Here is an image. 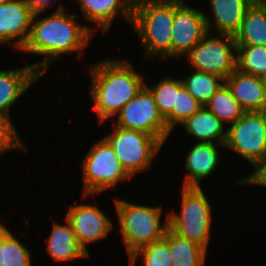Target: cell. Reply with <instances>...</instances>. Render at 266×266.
I'll use <instances>...</instances> for the list:
<instances>
[{
  "instance_id": "6da1fadb",
  "label": "cell",
  "mask_w": 266,
  "mask_h": 266,
  "mask_svg": "<svg viewBox=\"0 0 266 266\" xmlns=\"http://www.w3.org/2000/svg\"><path fill=\"white\" fill-rule=\"evenodd\" d=\"M63 4L60 3L56 12L36 21L44 10H36L31 26V32L26 45L21 51L46 57L37 63L31 64L41 75L47 71L49 64L58 56L65 53H82L88 46L94 29L77 24L74 14H66Z\"/></svg>"
},
{
  "instance_id": "7a4b0ae2",
  "label": "cell",
  "mask_w": 266,
  "mask_h": 266,
  "mask_svg": "<svg viewBox=\"0 0 266 266\" xmlns=\"http://www.w3.org/2000/svg\"><path fill=\"white\" fill-rule=\"evenodd\" d=\"M91 95L99 122L116 116L145 85L128 61L110 59L91 66Z\"/></svg>"
},
{
  "instance_id": "3957f363",
  "label": "cell",
  "mask_w": 266,
  "mask_h": 266,
  "mask_svg": "<svg viewBox=\"0 0 266 266\" xmlns=\"http://www.w3.org/2000/svg\"><path fill=\"white\" fill-rule=\"evenodd\" d=\"M174 0H134L131 26L138 33L145 56L172 57Z\"/></svg>"
},
{
  "instance_id": "277c9868",
  "label": "cell",
  "mask_w": 266,
  "mask_h": 266,
  "mask_svg": "<svg viewBox=\"0 0 266 266\" xmlns=\"http://www.w3.org/2000/svg\"><path fill=\"white\" fill-rule=\"evenodd\" d=\"M115 204L128 256L164 237L168 219L161 226V207L132 204L118 198Z\"/></svg>"
},
{
  "instance_id": "5b68a950",
  "label": "cell",
  "mask_w": 266,
  "mask_h": 266,
  "mask_svg": "<svg viewBox=\"0 0 266 266\" xmlns=\"http://www.w3.org/2000/svg\"><path fill=\"white\" fill-rule=\"evenodd\" d=\"M181 214L167 215L168 229L207 251L211 229L210 203L200 187H183Z\"/></svg>"
},
{
  "instance_id": "8992f818",
  "label": "cell",
  "mask_w": 266,
  "mask_h": 266,
  "mask_svg": "<svg viewBox=\"0 0 266 266\" xmlns=\"http://www.w3.org/2000/svg\"><path fill=\"white\" fill-rule=\"evenodd\" d=\"M112 134L104 137L113 147L122 168L131 177L137 172L149 169L154 156L164 143L155 136L121 128L115 125Z\"/></svg>"
},
{
  "instance_id": "52a82bcc",
  "label": "cell",
  "mask_w": 266,
  "mask_h": 266,
  "mask_svg": "<svg viewBox=\"0 0 266 266\" xmlns=\"http://www.w3.org/2000/svg\"><path fill=\"white\" fill-rule=\"evenodd\" d=\"M84 196L113 188L130 176L122 168L113 147L104 138L95 143L82 162Z\"/></svg>"
},
{
  "instance_id": "ba28073f",
  "label": "cell",
  "mask_w": 266,
  "mask_h": 266,
  "mask_svg": "<svg viewBox=\"0 0 266 266\" xmlns=\"http://www.w3.org/2000/svg\"><path fill=\"white\" fill-rule=\"evenodd\" d=\"M209 34L185 54L195 70L226 80L236 70L237 46L234 36L218 34L219 37H211Z\"/></svg>"
},
{
  "instance_id": "9c48e42d",
  "label": "cell",
  "mask_w": 266,
  "mask_h": 266,
  "mask_svg": "<svg viewBox=\"0 0 266 266\" xmlns=\"http://www.w3.org/2000/svg\"><path fill=\"white\" fill-rule=\"evenodd\" d=\"M117 115L116 126L150 134L163 143L171 133L152 93L145 85Z\"/></svg>"
},
{
  "instance_id": "30bf717a",
  "label": "cell",
  "mask_w": 266,
  "mask_h": 266,
  "mask_svg": "<svg viewBox=\"0 0 266 266\" xmlns=\"http://www.w3.org/2000/svg\"><path fill=\"white\" fill-rule=\"evenodd\" d=\"M226 131L225 148L252 164L266 155V111L245 112Z\"/></svg>"
},
{
  "instance_id": "8fae6325",
  "label": "cell",
  "mask_w": 266,
  "mask_h": 266,
  "mask_svg": "<svg viewBox=\"0 0 266 266\" xmlns=\"http://www.w3.org/2000/svg\"><path fill=\"white\" fill-rule=\"evenodd\" d=\"M208 33L205 14L189 7L183 0H174L172 24V58L185 53Z\"/></svg>"
},
{
  "instance_id": "7c38bea8",
  "label": "cell",
  "mask_w": 266,
  "mask_h": 266,
  "mask_svg": "<svg viewBox=\"0 0 266 266\" xmlns=\"http://www.w3.org/2000/svg\"><path fill=\"white\" fill-rule=\"evenodd\" d=\"M65 218L70 222L78 244L88 255L86 245L106 238L113 228L109 218L94 204L70 206Z\"/></svg>"
},
{
  "instance_id": "4fadbf2b",
  "label": "cell",
  "mask_w": 266,
  "mask_h": 266,
  "mask_svg": "<svg viewBox=\"0 0 266 266\" xmlns=\"http://www.w3.org/2000/svg\"><path fill=\"white\" fill-rule=\"evenodd\" d=\"M36 10L23 0L0 4V43L14 42L17 49L26 45Z\"/></svg>"
},
{
  "instance_id": "5bb4252c",
  "label": "cell",
  "mask_w": 266,
  "mask_h": 266,
  "mask_svg": "<svg viewBox=\"0 0 266 266\" xmlns=\"http://www.w3.org/2000/svg\"><path fill=\"white\" fill-rule=\"evenodd\" d=\"M224 83L246 112L266 111V92L260 77L236 69Z\"/></svg>"
},
{
  "instance_id": "9a60e30c",
  "label": "cell",
  "mask_w": 266,
  "mask_h": 266,
  "mask_svg": "<svg viewBox=\"0 0 266 266\" xmlns=\"http://www.w3.org/2000/svg\"><path fill=\"white\" fill-rule=\"evenodd\" d=\"M42 76L32 65L0 71V115L11 117V106Z\"/></svg>"
},
{
  "instance_id": "2e32d148",
  "label": "cell",
  "mask_w": 266,
  "mask_h": 266,
  "mask_svg": "<svg viewBox=\"0 0 266 266\" xmlns=\"http://www.w3.org/2000/svg\"><path fill=\"white\" fill-rule=\"evenodd\" d=\"M210 4L214 21L205 15L208 32H212L214 25L218 34L234 36L240 30L246 11L253 3L250 0H210Z\"/></svg>"
},
{
  "instance_id": "e0dca14e",
  "label": "cell",
  "mask_w": 266,
  "mask_h": 266,
  "mask_svg": "<svg viewBox=\"0 0 266 266\" xmlns=\"http://www.w3.org/2000/svg\"><path fill=\"white\" fill-rule=\"evenodd\" d=\"M224 144L199 142L188 153L185 163L187 174L183 187H200L199 181L208 177L218 166L219 153L217 146Z\"/></svg>"
},
{
  "instance_id": "ac0fdd59",
  "label": "cell",
  "mask_w": 266,
  "mask_h": 266,
  "mask_svg": "<svg viewBox=\"0 0 266 266\" xmlns=\"http://www.w3.org/2000/svg\"><path fill=\"white\" fill-rule=\"evenodd\" d=\"M80 4L84 17L97 22L105 32L119 13L127 22H132L134 0H76Z\"/></svg>"
},
{
  "instance_id": "d6986e66",
  "label": "cell",
  "mask_w": 266,
  "mask_h": 266,
  "mask_svg": "<svg viewBox=\"0 0 266 266\" xmlns=\"http://www.w3.org/2000/svg\"><path fill=\"white\" fill-rule=\"evenodd\" d=\"M181 125L185 126L186 131L200 140V142L225 145L227 131H224V123L205 106H202Z\"/></svg>"
},
{
  "instance_id": "ffe728a7",
  "label": "cell",
  "mask_w": 266,
  "mask_h": 266,
  "mask_svg": "<svg viewBox=\"0 0 266 266\" xmlns=\"http://www.w3.org/2000/svg\"><path fill=\"white\" fill-rule=\"evenodd\" d=\"M67 224L54 222L52 232L47 241V251L55 261L75 260L89 256L80 247L70 222L65 218Z\"/></svg>"
},
{
  "instance_id": "44dd1931",
  "label": "cell",
  "mask_w": 266,
  "mask_h": 266,
  "mask_svg": "<svg viewBox=\"0 0 266 266\" xmlns=\"http://www.w3.org/2000/svg\"><path fill=\"white\" fill-rule=\"evenodd\" d=\"M236 45L266 46V6L253 3L246 11L240 30L234 35Z\"/></svg>"
},
{
  "instance_id": "7402d4cb",
  "label": "cell",
  "mask_w": 266,
  "mask_h": 266,
  "mask_svg": "<svg viewBox=\"0 0 266 266\" xmlns=\"http://www.w3.org/2000/svg\"><path fill=\"white\" fill-rule=\"evenodd\" d=\"M169 252L172 266H205L206 250L169 230Z\"/></svg>"
},
{
  "instance_id": "603a6c76",
  "label": "cell",
  "mask_w": 266,
  "mask_h": 266,
  "mask_svg": "<svg viewBox=\"0 0 266 266\" xmlns=\"http://www.w3.org/2000/svg\"><path fill=\"white\" fill-rule=\"evenodd\" d=\"M205 107L223 123H235L246 111L224 83Z\"/></svg>"
},
{
  "instance_id": "cb8c5ba5",
  "label": "cell",
  "mask_w": 266,
  "mask_h": 266,
  "mask_svg": "<svg viewBox=\"0 0 266 266\" xmlns=\"http://www.w3.org/2000/svg\"><path fill=\"white\" fill-rule=\"evenodd\" d=\"M183 86L192 97L202 106H205L225 80L219 76L195 70L185 79H181ZM222 82V83H221Z\"/></svg>"
},
{
  "instance_id": "d4e9b609",
  "label": "cell",
  "mask_w": 266,
  "mask_h": 266,
  "mask_svg": "<svg viewBox=\"0 0 266 266\" xmlns=\"http://www.w3.org/2000/svg\"><path fill=\"white\" fill-rule=\"evenodd\" d=\"M236 46V69L238 71L257 77H261L266 74V46Z\"/></svg>"
},
{
  "instance_id": "484cf974",
  "label": "cell",
  "mask_w": 266,
  "mask_h": 266,
  "mask_svg": "<svg viewBox=\"0 0 266 266\" xmlns=\"http://www.w3.org/2000/svg\"><path fill=\"white\" fill-rule=\"evenodd\" d=\"M139 254L143 255L144 266H172V258L169 252V229L160 240L143 246L129 256L130 265L134 266Z\"/></svg>"
},
{
  "instance_id": "4316f807",
  "label": "cell",
  "mask_w": 266,
  "mask_h": 266,
  "mask_svg": "<svg viewBox=\"0 0 266 266\" xmlns=\"http://www.w3.org/2000/svg\"><path fill=\"white\" fill-rule=\"evenodd\" d=\"M145 86L152 93L160 114L166 119L173 112V107H176L177 92L183 86L182 80L165 77L152 88L146 83Z\"/></svg>"
},
{
  "instance_id": "83f0119b",
  "label": "cell",
  "mask_w": 266,
  "mask_h": 266,
  "mask_svg": "<svg viewBox=\"0 0 266 266\" xmlns=\"http://www.w3.org/2000/svg\"><path fill=\"white\" fill-rule=\"evenodd\" d=\"M201 107L202 105L182 86L177 92L176 107H173V112L165 119L169 131H172L174 125L185 122Z\"/></svg>"
},
{
  "instance_id": "f1b7e54d",
  "label": "cell",
  "mask_w": 266,
  "mask_h": 266,
  "mask_svg": "<svg viewBox=\"0 0 266 266\" xmlns=\"http://www.w3.org/2000/svg\"><path fill=\"white\" fill-rule=\"evenodd\" d=\"M4 226L3 266H32L29 250Z\"/></svg>"
},
{
  "instance_id": "f546056e",
  "label": "cell",
  "mask_w": 266,
  "mask_h": 266,
  "mask_svg": "<svg viewBox=\"0 0 266 266\" xmlns=\"http://www.w3.org/2000/svg\"><path fill=\"white\" fill-rule=\"evenodd\" d=\"M15 148H24L10 117L0 115V154Z\"/></svg>"
},
{
  "instance_id": "4dcf8cb0",
  "label": "cell",
  "mask_w": 266,
  "mask_h": 266,
  "mask_svg": "<svg viewBox=\"0 0 266 266\" xmlns=\"http://www.w3.org/2000/svg\"><path fill=\"white\" fill-rule=\"evenodd\" d=\"M253 166L256 168L255 172L249 176L243 177L238 184H256L263 187H266V155L253 163Z\"/></svg>"
},
{
  "instance_id": "1f68e13d",
  "label": "cell",
  "mask_w": 266,
  "mask_h": 266,
  "mask_svg": "<svg viewBox=\"0 0 266 266\" xmlns=\"http://www.w3.org/2000/svg\"><path fill=\"white\" fill-rule=\"evenodd\" d=\"M35 10H46L49 7L51 0H23Z\"/></svg>"
},
{
  "instance_id": "d6a6232c",
  "label": "cell",
  "mask_w": 266,
  "mask_h": 266,
  "mask_svg": "<svg viewBox=\"0 0 266 266\" xmlns=\"http://www.w3.org/2000/svg\"><path fill=\"white\" fill-rule=\"evenodd\" d=\"M4 225L0 223V266H3Z\"/></svg>"
},
{
  "instance_id": "836d02e7",
  "label": "cell",
  "mask_w": 266,
  "mask_h": 266,
  "mask_svg": "<svg viewBox=\"0 0 266 266\" xmlns=\"http://www.w3.org/2000/svg\"><path fill=\"white\" fill-rule=\"evenodd\" d=\"M260 79H261L262 85H263L265 92H266V74L261 76Z\"/></svg>"
},
{
  "instance_id": "e575fe53",
  "label": "cell",
  "mask_w": 266,
  "mask_h": 266,
  "mask_svg": "<svg viewBox=\"0 0 266 266\" xmlns=\"http://www.w3.org/2000/svg\"><path fill=\"white\" fill-rule=\"evenodd\" d=\"M252 3H260L263 4L265 0H250Z\"/></svg>"
},
{
  "instance_id": "d590c367",
  "label": "cell",
  "mask_w": 266,
  "mask_h": 266,
  "mask_svg": "<svg viewBox=\"0 0 266 266\" xmlns=\"http://www.w3.org/2000/svg\"><path fill=\"white\" fill-rule=\"evenodd\" d=\"M6 1H8V0H0V4H3Z\"/></svg>"
}]
</instances>
